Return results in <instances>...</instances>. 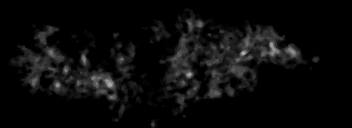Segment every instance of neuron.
Segmentation results:
<instances>
[{
  "label": "neuron",
  "mask_w": 352,
  "mask_h": 128,
  "mask_svg": "<svg viewBox=\"0 0 352 128\" xmlns=\"http://www.w3.org/2000/svg\"><path fill=\"white\" fill-rule=\"evenodd\" d=\"M187 8V11L189 12L188 14L191 15V17H189L190 19H187V24L189 26V28H192V37H196L197 34H205L201 27L202 26H205L206 25V29H209L210 31L214 32L215 29H211L209 28L210 26L208 24H205L203 21H198V22H192V18H194V21L197 19L199 20V18L202 16L203 13H205L204 11L200 12L201 14L200 15H195V12L190 10V7H186ZM299 10H301V8H297L296 11H293V15H296L299 13ZM211 12L212 14L210 15H204L206 18L210 19L211 21L214 20L215 18H213V8L211 9ZM225 20L229 23L231 22V17H226L223 21V19H220V24H224L225 23ZM268 22H265L263 24H259L258 22H254L253 25H252V30L255 31L256 29L261 31V33H257V34H254L253 36L250 34H246L245 33V29L241 30L243 31L242 34H239V41H240V45L237 46L235 44H237V42L235 41H230V39H233L232 38V35L230 34V38H225V45H221L219 43H217V39L215 37V46L214 48H208L207 47V43H202V40L199 39V38H192L189 43L192 44V45H195L196 43L198 44L199 48L202 49V52L200 53V57L201 58H204L205 59V55H208L206 53L208 52H213L216 54L215 58L213 59H209L207 62H206V67L204 68V79L206 80V78L210 75L212 78H211V81L208 82V84L210 83V93H204V95H202V97H200V95H198L196 98L194 97V99H196L195 101L196 102H201V100H206V99H209V98H215L216 96L219 97V103H218V106L220 105V99H223L224 96L225 98H228L230 97V95L234 92L230 86H229V79L230 77H237V78H241V81H245L246 80H250L251 83H253L254 85H258L257 82H255L254 79H256V77H258L259 75L258 74H254L252 72V68L248 67L247 69H243L242 68V64L245 62V60L248 58V57H251L253 60H256L257 62L259 63H263L265 62L266 63V59L267 58H270V59H274L276 61H280V60H287L289 61V63H287L288 65L292 62V61H295L297 60L296 62V66L297 65H301L300 61L303 60V58L301 57V52L302 51H298V50H295L294 47L290 46V47H286V38L285 37H277L276 36V32H277V27H273L274 29H270V30H265L267 29L266 27H268ZM196 25V26H194ZM152 30L157 32V30H160L161 28V24L160 23H155V24H152ZM34 27H37V32H35V28L33 29L34 30V34H31V35H35V40L33 41V44L37 43L40 48L42 47L43 48V53L45 51L46 53V57L44 56H39L37 57L36 56V51H34L33 53H30L28 55V57L26 59H24L23 61V58H22V54L25 55L26 54V51H28V49L30 48V46H25V45H15V40L11 39L9 40L8 42L12 44L11 46V49L14 50V48L18 51H16V54L14 53V57L15 55L17 56V58L20 60H22V62H28V64H30V66L33 67V70L34 68H38V70L43 74V72L45 71V68L47 67L46 65H40V63L44 62V64H47L50 62V60L53 58V63H55V59L58 60V57H61V62H63V69L65 70L64 72H68L67 74V77H65L66 75H60V67H55L52 65V67H50V70L48 71L49 73H44L45 76H54V82L51 83L48 81L47 83V86L46 87H49V91L52 93L51 95H60L61 93H63V91L66 89L67 92H70L72 93V89L71 87L69 86V82H74V83H78L79 87H81V91L82 93H85V91L83 90L84 87H89L90 90H93V88H97L98 92L101 93L102 91L106 94V97H108V99L110 100H113L115 98H123L121 97V94L119 93V90H116V87L115 86V82L108 79V77L104 76L102 74V69H98L96 71H94V69H92L91 71V65L90 64V60L96 58V60H98V62H102V59H100V57H98V53H94L93 57L90 55V57H85V48L86 47H81L80 49H82V59H83V63L84 65H86L87 67L90 66V69L88 68L86 70L85 73L83 74H78V76H73L72 74L73 73H69V69L71 68L70 64H69V58L68 56H70L69 54H66V53H61V56L57 55V52L55 51L56 49H52L50 48V46H48V44L46 43V35H50L52 33L53 30H60V31H67L68 30V27L66 29H62V26L60 27H53V26H49L48 29H46L44 32H39L38 31V28H39V25H34ZM195 27H197L196 29H194ZM180 28V30H173V32H178V37L176 36L175 37V40H178V43L176 44V46L178 45V49L177 47H175V44L173 46V44H169V42L166 41V45L170 46L172 45L171 47V56H173V49L174 50H177V55H174L173 57H171V60H170V63L169 65L165 66V62L163 61V66L165 71L168 72V74L166 75V77L164 76L163 79H164V84L162 85V88H164L168 83H170L169 81V77H173L174 76V80L176 82H180L179 86H182V85H185V87L187 86V89H185L186 91V94L187 96H185V98H188L193 96L194 94V90H196L197 88H200V83H196L193 88L190 90V85H192V80H190L193 76H194V73L195 72H198V67L194 68V69H190L187 67V63L188 65L190 64H193V63H198L200 65L203 64V60L198 58V56H194V59H191L190 60V57H191V54H195L196 52H186L187 50V39L186 37L184 36L183 34V31L186 30L184 29L183 27H178ZM275 28H276V31H275ZM84 27L82 25V27H78V30H75V31H78L81 33V35L85 36V33H88L90 37H93L95 38L96 36H98V32L94 31L91 33L90 32H84L83 31ZM273 30V31H271ZM84 32V34H83ZM145 32L144 34H149L150 36V29L145 30L143 31ZM193 32H195V35H193ZM275 34V35H274ZM162 35L163 37H166V35H164V32L163 31H159L157 34H153V40L152 38H145V39H142L144 40L143 42L146 43L145 46H147L149 48V50H152V51H157V52H161L160 55H162V52H163V55L165 56L167 52H169V50H164L161 46V41L159 40V36ZM242 35V36H241ZM313 36L312 40L313 42L317 41V42H322L324 41L325 39L323 38H319L318 36H315L310 34V37ZM70 39L71 41H73L74 44H77L75 43V41H77L75 39V35H74V32H72L70 34ZM101 40L100 41H97L95 42V39H92L90 41H86L87 43V47L88 46H95L97 47L98 45H100V42L104 41V42H109L110 40L113 39V36L110 37V38H100ZM145 40H148V41H145ZM20 41L22 43L25 44V34L21 33V36H20ZM153 41H156L158 42V47H155L153 48L151 46V42ZM241 41H242V44H241ZM266 42V47L262 44V43H265ZM135 44L132 45V48L134 47V49H136V43L137 44H140L138 42H134ZM201 43V44H200ZM105 49H112L113 50V46H108V45H103V50ZM130 52H128L129 54L126 53V56L125 54L122 55V52H117V51H112L110 52L111 55L112 54H117L116 57V61H117V64L120 66V65H127V66H123L124 68H126V70H116L115 74L118 73L120 77V81H123L126 79L125 76H129V73L133 72L134 73H140L139 71V66H135L133 64L134 61L132 60H127V55L129 56L130 55V59H131V56H133L135 54V52H133V50H128ZM222 58H224V61H230L229 65L227 64H223V66H221V69L222 71L224 72H221L219 73V70L217 68V65L219 64L220 60L222 61ZM311 60L312 59H308L307 60V63L304 64L306 66H308L309 64H311ZM68 61V62H67ZM183 61V63H182ZM191 61V62H190ZM75 65H76V69H75V74L77 75V71L81 69V64H80V61H74ZM124 62V63H122ZM127 62V63H126ZM186 63V64H184ZM103 65V69H107V68H110V63H107V62H104L102 63ZM292 64V63H291ZM204 65V64H203ZM215 67V69H213ZM332 68V64H323V69H330ZM205 69H206V72H205ZM9 70H12V67L10 65L7 66V69L5 67V69L1 70L3 72H6V71H9ZM27 70V83L28 85H30V88L28 90V93L32 96V93L35 89L39 90L41 89V87H39V83L41 80L40 78V75H39V72H36V73H32V69H26ZM52 71H55L56 73L55 74H51L50 72ZM309 73L312 75V77L314 79H316V76L314 75L313 71L312 70H309ZM185 75L186 76V79L187 80H184V81H179V78L180 76L182 75ZM96 76V81L95 83H93V85H91V77L92 76ZM137 76H141V79H145L144 82L143 81H137V89H136V93H134L135 97H134V103L139 105V106H143L144 107V102L145 101H150V102H154V100H150V97L149 96H152V91L148 92L147 91V95L148 96H144L145 99H143V103H138L139 102V99L141 98L140 95L142 94L141 91V88H144L145 86H147L148 84H150V81L148 76L146 75V72L144 73V71H141V74H137ZM56 77H61V80L62 81H59V79H56ZM301 79H298L296 80V85L297 88H299V82L302 81V78L303 77H300ZM146 80H147V83H146ZM100 81H102L100 84ZM279 81V82H277ZM67 83V84H66ZM281 83V80L280 79H277L275 80V85L278 86V87H281L282 89V85L280 84ZM133 83H128L127 85L125 84V86H128L127 87V92H128V95H129V92L131 89H129L130 86H132ZM278 84V85H277ZM85 85V86H84ZM101 85H104V86H101ZM218 85H224L226 86V90L225 92H223L221 94L220 90H218ZM101 87H106V90H101ZM111 88H115L113 93H110L108 92V90H111ZM61 89H62V92H61ZM239 90V98L240 99H243L244 98V95H246V93H243L242 92V89L240 88V85L239 84H236V86L234 87V90ZM150 93V94H149ZM277 95H279V93H276ZM276 96H270V100L273 101L274 100V97H277ZM252 96L255 98V96H257V92L256 91H252ZM75 98H78L79 100H83V105H86L88 104V102H85V99H82L81 97H76V94H75ZM179 99L177 100H174L172 101L171 104H176V106L178 108H183L181 107V105H177V102H178ZM10 104H8V109H13L11 106L13 105L12 103L14 102L11 98L10 100ZM313 103H314V99H311L309 100V104L308 106H310V108L312 107H316L315 105L313 106ZM319 104L322 105L321 107L326 109L327 108V103H321V101H319ZM125 105L127 104H123L122 107H120L119 109L120 110H125V111H128L126 108H125ZM266 102H262L259 106L263 107V111H260V114H257V116H261V114H264L266 109H270V107L266 106ZM184 106H186V108L188 107L189 110H191V107H194V106H191L190 103H185ZM134 111L131 113H129V117L130 115H132V123L135 122V118H134V114L136 115L138 113V110L133 108ZM306 109L308 108H305V106H301V113L303 111H305ZM284 110L281 108L280 112H279V115H277V118L283 117L285 118V113L283 112ZM18 112L21 113V114H25V110L23 108H19L18 107ZM171 112L175 114V117H180L177 112L175 111V109H171ZM197 113L193 114L191 116V118L193 119H196V121H202V119H204V116L202 115V111L200 110H196ZM199 112V113H198ZM116 111H113L112 114H110V120H108V123H118L119 119H115V115H116ZM207 116L209 119H212V116L210 114V111L207 112ZM249 113L248 115L251 116V118H253V120H256V115H252V113L250 112H247ZM197 114L201 115V119L198 117L197 118ZM220 114V119L222 121V119L224 118L225 119V114ZM114 117V118H113ZM99 119L98 118H93L91 121H90V125L96 123V121H98ZM216 126H220V123H219V120H215L213 122ZM95 124V127H98L100 128L99 124H97L96 126ZM293 124H296V128H297V125H300V128L302 125H304V128H305V122L302 120L300 123H297V122H294V119L290 120V123H283V128H290V125L294 126ZM149 125V128H152V126L154 125V121H150V123L148 124ZM240 128H252L251 125H250V121L248 123H244L240 126Z\"/></svg>",
  "instance_id": "obj_1"
}]
</instances>
